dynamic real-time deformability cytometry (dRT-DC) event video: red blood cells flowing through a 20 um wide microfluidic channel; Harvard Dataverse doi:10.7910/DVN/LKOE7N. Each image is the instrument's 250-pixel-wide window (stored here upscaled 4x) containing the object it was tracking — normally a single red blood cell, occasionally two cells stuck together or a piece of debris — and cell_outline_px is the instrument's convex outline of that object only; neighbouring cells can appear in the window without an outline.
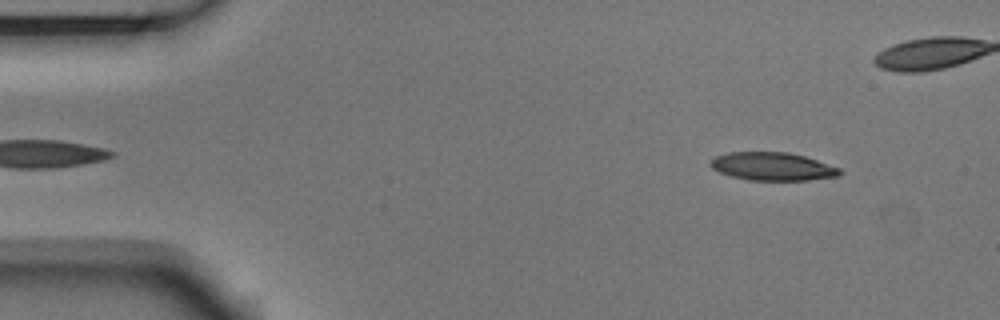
{"species": "Egyptian fruit bat (a non-hibernating species)", "species_latin": "Rousettus aegyptiacus", "temperature_condition": "room temperature", "stored_images_in_passage": 53, "camera_frame_rate_fps": 3000, "um_per_image_px": 0.085, "animal": {"sex": "male"}, "frame": {"image": 1, "passage_image": 5, "time_ms": 1.333, "image_size_px": [1000, 320], "cell_outline_px": [[844, 172], [840, 176], [808, 180], [748, 180], [732, 176], [720, 172], [712, 168], [708, 164], [716, 156], [728, 152], [788, 152], [804, 156], [840, 168]], "centroid_in_image_um": [65.69, 14.15], "position_along_channel_um": 19.3, "area_um2": 21.15}}
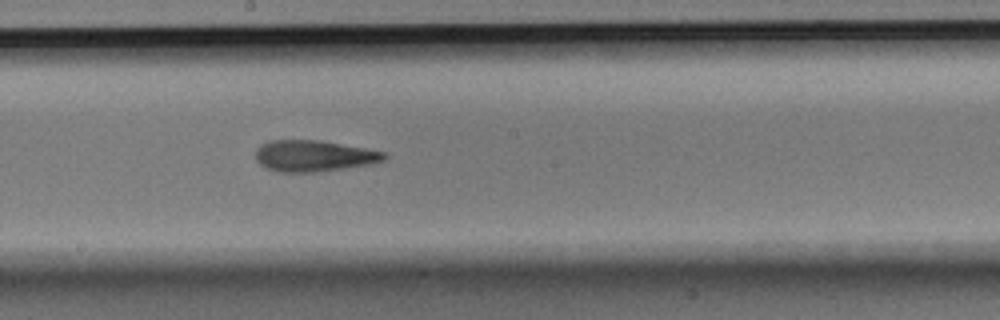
{"frame": {"image": 2, "passage_image": 28, "time_ms": 9.0, "image_size_px": [1000, 320], "cell_outline_px": [[388, 156], [384, 160], [372, 164], [316, 172], [280, 172], [264, 168], [256, 160], [256, 148], [260, 144], [272, 140], [320, 140], [388, 152]], "centroid_in_image_um": [26.68, 13.25], "position_along_channel_um": 221.5, "area_um2": 23.64}}
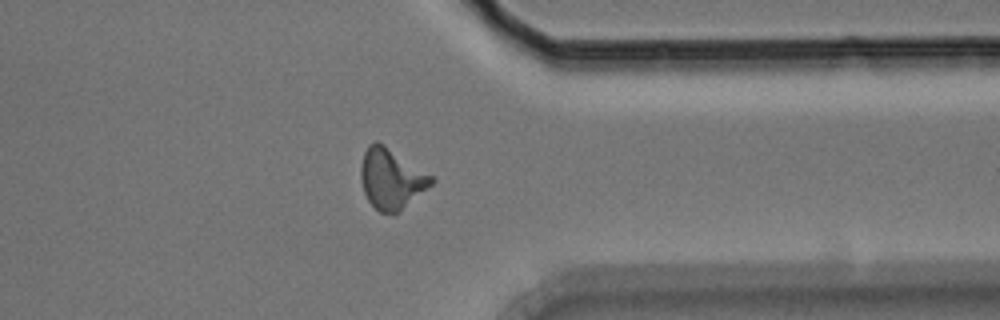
{"frame": {"image": 3, "passage_image": 41, "time_ms": 13.333, "image_size_px": [1000, 320], "cell_outline_px": [[436, 180], [432, 184], [396, 212], [380, 212], [368, 200], [364, 192], [360, 176], [360, 168], [364, 152], [368, 144], [376, 140], [384, 144], [432, 176]], "centroid_in_image_um": [33.22, 15.14], "position_along_channel_um": 378.2, "area_um2": 24.16}, "authors_computed_cell_mechanics": {"area_um2": 22.7154, "velocity_mm_per_s": 3.76, "shape_relaxation_time_tau1_ms": 6.096, "shape_relaxation_time_tau2_ms": 3.411, "deformation_change_tau1": 0.2108, "deformation_change_tau2": 0.1332}}